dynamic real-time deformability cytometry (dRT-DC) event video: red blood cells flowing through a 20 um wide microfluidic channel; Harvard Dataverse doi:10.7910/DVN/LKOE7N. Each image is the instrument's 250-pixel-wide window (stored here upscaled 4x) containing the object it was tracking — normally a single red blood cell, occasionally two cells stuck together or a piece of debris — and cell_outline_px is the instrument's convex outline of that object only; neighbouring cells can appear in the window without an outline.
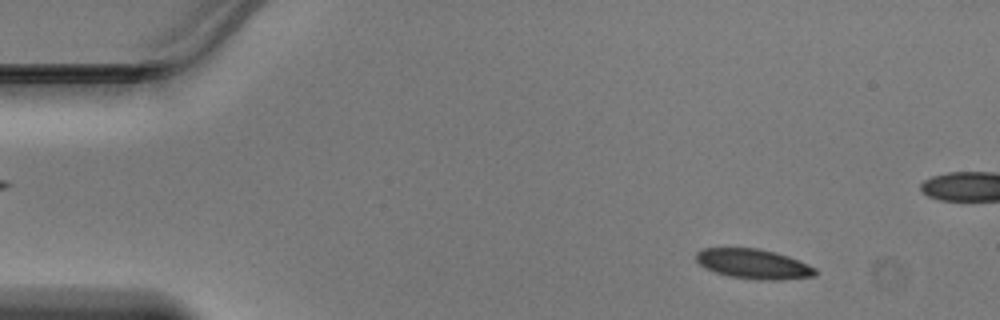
{"species": "Egyptian fruit bat (a non-hibernating species)", "species_latin": "Rousettus aegyptiacus", "temperature_condition": "warm", "stored_images_in_passage": 47, "camera_frame_rate_fps": 3000, "um_per_image_px": 0.085, "animal": {"sex": "male"}, "frame": {"image": 1, "passage_image": 5, "time_ms": 1.333, "image_size_px": [1000, 320], "cell_outline_px": [[816, 276], [776, 280], [772, 280], [728, 276], [704, 268], [696, 260], [696, 252], [704, 248], [756, 248], [776, 252], [788, 256], [808, 264], [816, 268]], "centroid_in_image_um": [64.04, 22.42], "position_along_channel_um": 21.0, "area_um2": 20.52}}
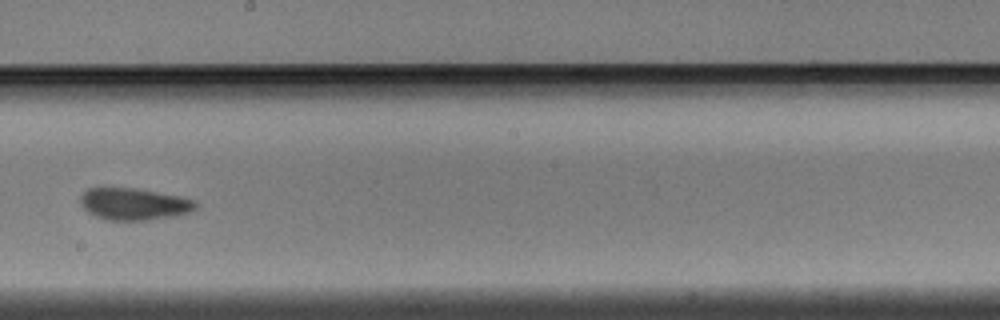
{"frame": {"image": 2, "passage_image": 26, "time_ms": 8.333, "image_size_px": [1000, 320], "cell_outline_px": [[196, 208], [188, 212], [172, 216], [144, 220], [104, 220], [88, 212], [80, 204], [80, 196], [88, 188], [136, 188], [180, 196], [196, 200]], "centroid_in_image_um": [11.36, 17.33], "position_along_channel_um": 236.8, "area_um2": 21.33}}
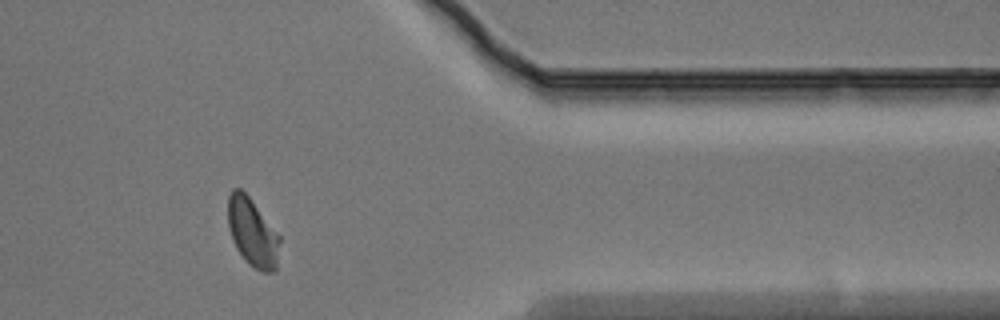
{"frame": {"image": 3, "passage_image": 38, "time_ms": 12.333, "image_size_px": [1000, 320], "cell_outline_px": [[280, 240], [276, 268], [272, 272], [260, 272], [248, 264], [244, 260], [236, 248], [228, 228], [228, 196], [232, 188], [240, 188], [248, 196], [280, 236]], "centroid_in_image_um": [21.44, 19.78], "position_along_channel_um": 390.0, "area_um2": 20.52}}